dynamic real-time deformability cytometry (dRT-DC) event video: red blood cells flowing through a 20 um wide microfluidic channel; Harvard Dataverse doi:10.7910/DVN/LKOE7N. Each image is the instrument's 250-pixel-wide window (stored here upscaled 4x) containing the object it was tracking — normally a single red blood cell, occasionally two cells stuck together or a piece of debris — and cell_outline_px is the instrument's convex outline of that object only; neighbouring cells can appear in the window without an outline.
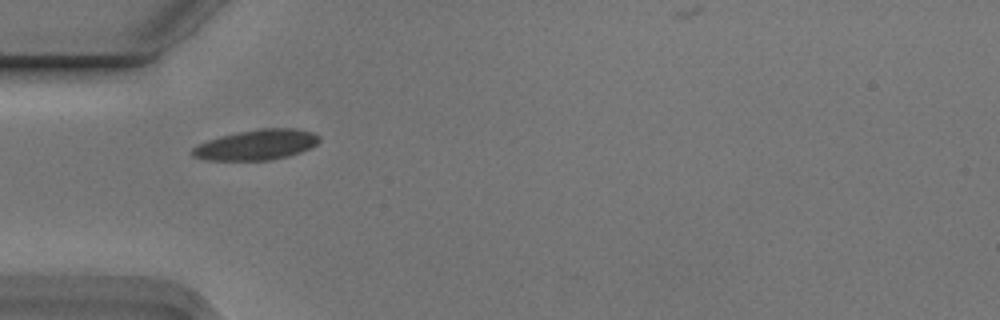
{"species": "Egyptian fruit bat (a non-hibernating species)", "species_latin": "Rousettus aegyptiacus", "temperature_condition": "cold", "stored_images_in_passage": 2, "camera_frame_rate_fps": 3000, "um_per_image_px": 0.085, "animal": {"sex": "male"}, "frame": {"image": 1, "passage_image": 1, "time_ms": 0.0, "image_size_px": [1000, 320], "cell_outline_px": [[320, 140], [312, 148], [288, 156], [268, 160], [204, 160], [192, 156], [188, 152], [192, 148], [208, 140], [220, 136], [236, 132], [260, 128], [292, 128], [312, 132], [320, 136]], "centroid_in_image_um": [21.78, 12.31], "position_along_channel_um": 63.2, "area_um2": 22.54}}
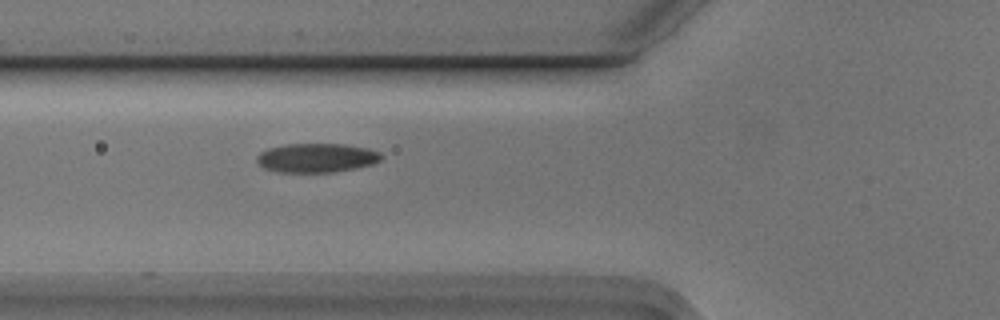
{"frame": {"image": 2, "passage_image": 2, "time_ms": 0.333, "image_size_px": [1000, 320], "cell_outline_px": [[384, 156], [380, 160], [372, 164], [356, 168], [332, 172], [280, 172], [264, 168], [256, 160], [256, 156], [260, 152], [268, 148], [284, 144], [344, 144], [368, 148], [380, 152]], "centroid_in_image_um": [26.92, 13.41], "position_along_channel_um": 98.9, "area_um2": 21.15}}